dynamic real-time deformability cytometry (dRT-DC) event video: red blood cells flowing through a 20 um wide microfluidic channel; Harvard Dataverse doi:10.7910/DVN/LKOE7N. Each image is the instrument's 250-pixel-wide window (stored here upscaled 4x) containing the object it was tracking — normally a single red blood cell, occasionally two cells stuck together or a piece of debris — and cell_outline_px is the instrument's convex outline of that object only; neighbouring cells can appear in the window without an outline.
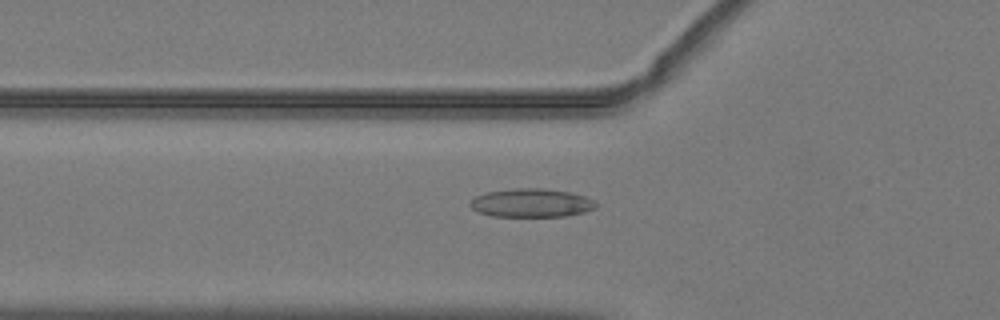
{"species": "common noctule bat (a hibernating species)", "species_latin": "Nyctalus noctula", "temperature_condition": "warm", "stored_images_in_passage": 36, "camera_frame_rate_fps": 3000, "um_per_image_px": 0.085, "animal": {"sex": "male", "body_mass_g": 19.2, "forearm_length_mm": 51.8}, "frame": {"image": 1, "passage_image": 3, "time_ms": 0.667, "image_size_px": [1000, 320], "cell_outline_px": [[596, 208], [584, 212], [568, 216], [492, 216], [480, 212], [472, 208], [468, 204], [476, 196], [488, 192], [516, 188], [544, 188], [572, 192], [584, 196], [592, 200], [596, 204]], "centroid_in_image_um": [45.19, 17.24], "position_along_channel_um": 80.6, "area_um2": 20.81}}
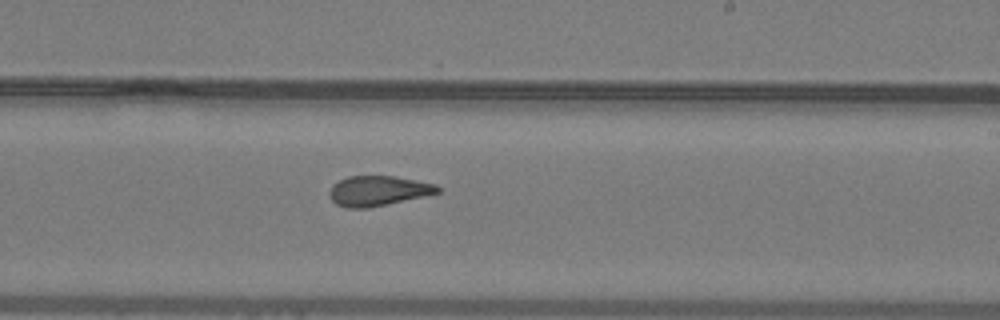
{"frame": {"image": 2, "passage_image": 16, "time_ms": 5.0, "image_size_px": [1000, 320], "cell_outline_px": [[440, 192], [368, 208], [348, 208], [336, 204], [332, 200], [328, 192], [332, 184], [348, 176], [392, 176], [436, 184], [440, 188]], "centroid_in_image_um": [32.09, 16.22], "position_along_channel_um": 256.9, "area_um2": 18.67}}
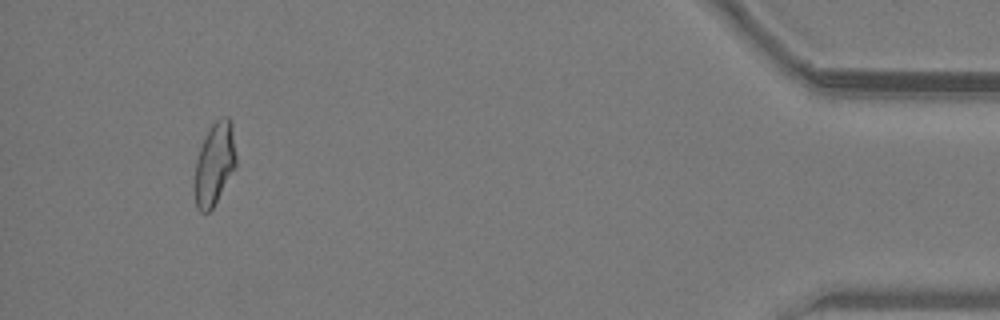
{"frame": {"image": 3, "passage_image": 33, "time_ms": 10.667, "image_size_px": [1000, 320], "cell_outline_px": [[236, 168], [212, 208], [208, 212], [200, 212], [196, 208], [192, 188], [192, 184], [196, 160], [204, 136], [212, 124], [220, 116], [228, 116], [232, 124], [236, 156]], "centroid_in_image_um": [18.2, 13.95], "position_along_channel_um": 417.0, "area_um2": 20.52}, "authors_computed_cell_mechanics": {"area_um2": 20.0855, "velocity_mm_per_s": 4.0509, "shape_relaxation_time_tau1_ms": null, "shape_relaxation_time_tau2_ms": 2.4114, "deformation_change_tau1": null, "deformation_change_tau2": 0.1022}}